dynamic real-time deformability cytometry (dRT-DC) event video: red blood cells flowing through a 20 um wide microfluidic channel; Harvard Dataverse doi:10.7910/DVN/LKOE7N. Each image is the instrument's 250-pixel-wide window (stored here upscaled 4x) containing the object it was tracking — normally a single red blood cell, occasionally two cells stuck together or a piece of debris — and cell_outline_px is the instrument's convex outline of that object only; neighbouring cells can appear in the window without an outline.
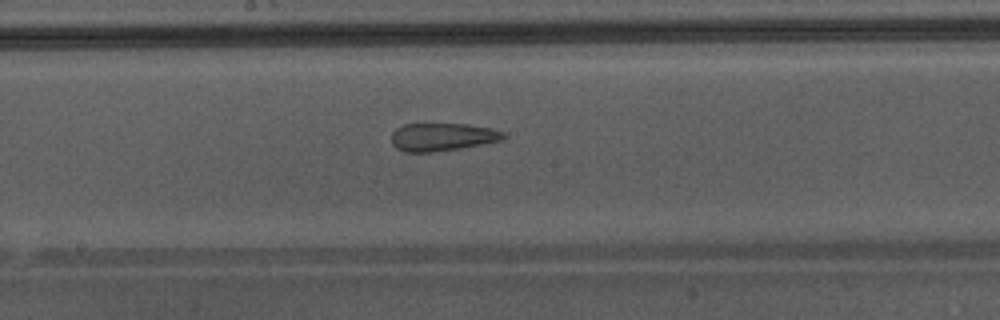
{"species": "Egyptian fruit bat (a non-hibernating species)", "species_latin": "Rousettus aegyptiacus", "temperature_condition": "warm", "stored_images_in_passage": 50, "segment_of_instrument_passage": [2, 2], "camera_frame_rate_fps": 3000, "um_per_image_px": 0.085, "animal": {"sex": "male"}, "frame": {"image": 1, "passage_image": 29, "time_ms": 9.333, "image_size_px": [1000, 320], "cell_outline_px": [[508, 136], [504, 140], [432, 152], [404, 152], [396, 148], [392, 144], [392, 132], [396, 128], [404, 124], [468, 124], [492, 128], [504, 132]], "centroid_in_image_um": [37.6, 11.63], "position_along_channel_um": 210.6, "area_um2": 18.21}}
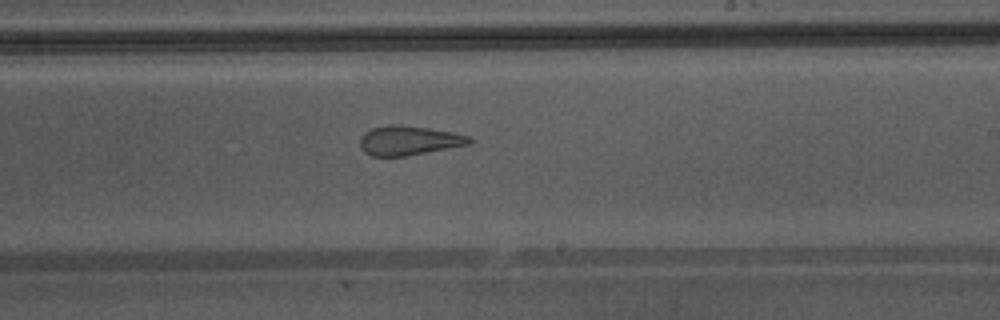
{"frame": {"image": 2, "passage_image": 32, "time_ms": 10.333, "image_size_px": [1000, 320], "cell_outline_px": [[472, 140], [468, 144], [404, 156], [372, 156], [364, 152], [360, 148], [360, 140], [364, 132], [372, 128], [388, 124], [400, 124], [428, 128], [452, 132], [468, 136]], "centroid_in_image_um": [34.68, 11.93], "position_along_channel_um": 254.3, "area_um2": 18.5}}